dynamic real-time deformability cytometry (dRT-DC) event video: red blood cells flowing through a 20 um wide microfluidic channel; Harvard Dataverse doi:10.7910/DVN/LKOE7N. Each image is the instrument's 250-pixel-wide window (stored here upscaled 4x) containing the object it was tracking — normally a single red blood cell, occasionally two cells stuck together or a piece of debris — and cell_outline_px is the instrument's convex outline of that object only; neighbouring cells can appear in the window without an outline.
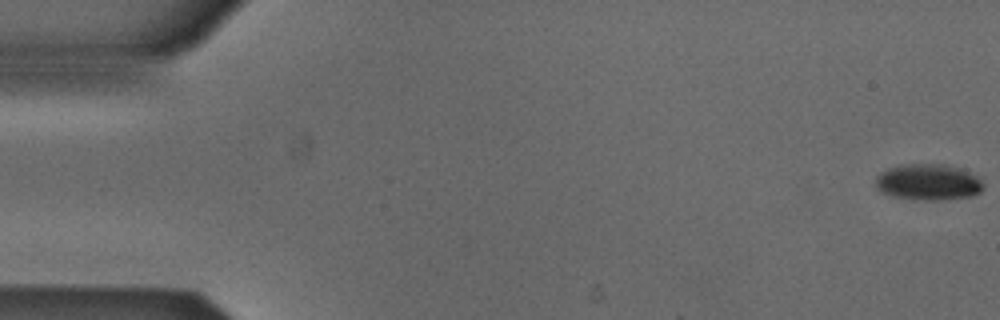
{"species": "Egyptian fruit bat (a non-hibernating species)", "species_latin": "Rousettus aegyptiacus", "temperature_condition": "cold", "stored_images_in_passage": 54, "camera_frame_rate_fps": 3000, "um_per_image_px": 0.085, "animal": {"sex": "male"}, "frame": {"image": 1, "passage_image": 1, "time_ms": 0.0, "image_size_px": [1000, 320], "cell_outline_px": [[984, 188], [980, 192], [972, 196], [940, 200], [916, 200], [892, 196], [880, 192], [876, 188], [876, 176], [880, 172], [888, 168], [900, 164], [944, 164], [968, 172], [976, 176], [984, 184]], "centroid_in_image_um": [78.86, 15.49], "position_along_channel_um": 6.1, "area_um2": 22.83}}
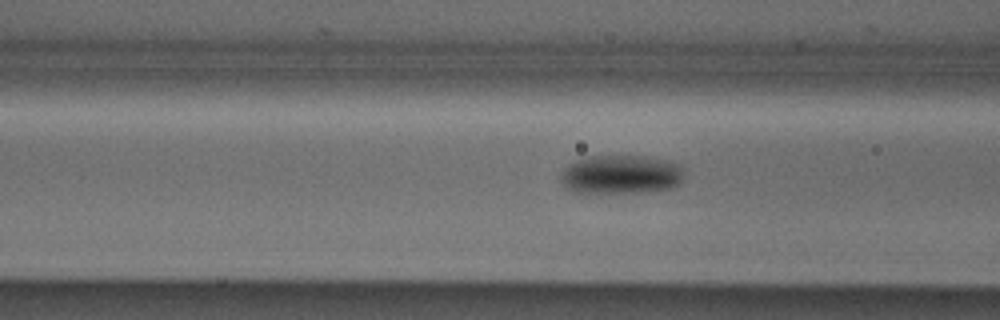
{"frame": {"image": 2, "passage_image": 21, "time_ms": 6.667, "image_size_px": [1000, 320], "cell_outline_px": [[684, 168], [680, 184], [672, 188], [640, 192], [572, 192], [564, 188], [560, 180], [560, 176], [564, 168], [568, 164], [576, 160], [588, 156], [644, 156], [668, 160], [680, 164]], "centroid_in_image_um": [52.77, 14.82], "position_along_channel_um": 113.8, "area_um2": 28.21}}
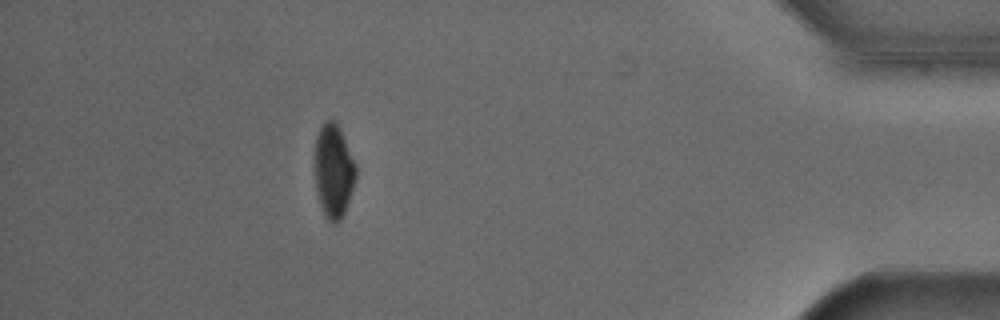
{"frame": {"image": 3, "passage_image": 48, "time_ms": 15.667, "image_size_px": [1000, 320], "cell_outline_px": [[356, 176], [344, 212], [340, 220], [336, 224], [332, 224], [324, 216], [320, 204], [316, 188], [316, 136], [320, 128], [328, 120], [332, 120], [340, 128], [356, 164]], "centroid_in_image_um": [28.36, 14.56], "position_along_channel_um": 406.8, "area_um2": 21.91}, "authors_computed_cell_mechanics": {"area_um2": 24.9985, "velocity_mm_per_s": 3.8623, "shape_relaxation_time_tau1_ms": 2.2876, "shape_relaxation_time_tau2_ms": null, "deformation_change_tau1": 0.103, "deformation_change_tau2": null}}